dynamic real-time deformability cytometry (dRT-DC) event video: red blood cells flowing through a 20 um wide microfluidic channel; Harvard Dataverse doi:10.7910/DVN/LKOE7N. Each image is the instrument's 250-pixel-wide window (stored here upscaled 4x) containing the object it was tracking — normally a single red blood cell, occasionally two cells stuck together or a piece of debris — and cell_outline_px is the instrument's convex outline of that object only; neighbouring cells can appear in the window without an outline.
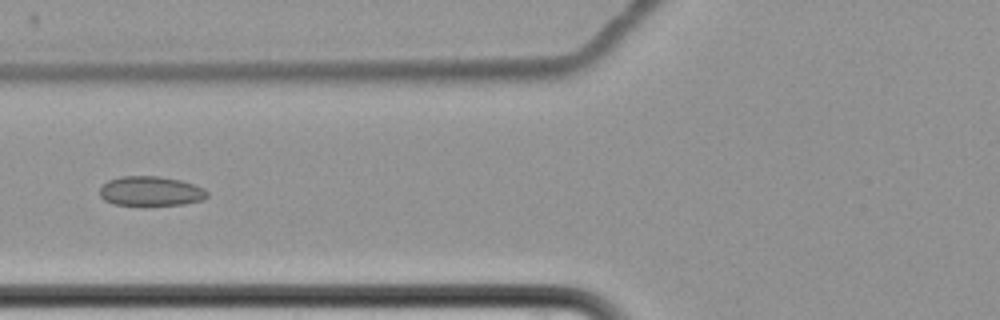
{"species": "common noctule bat (a hibernating species)", "species_latin": "Nyctalus noctula", "temperature_condition": "cold", "stored_images_in_passage": 15, "camera_frame_rate_fps": 3000, "um_per_image_px": 0.085, "animal": {"sex": "female", "body_mass_g": 22.7, "forearm_length_mm": 54.2}, "frame": {"image": 1, "passage_image": 6, "time_ms": 7.667, "image_size_px": [1000, 320], "cell_outline_px": [[208, 196], [204, 200], [184, 204], [148, 208], [112, 204], [104, 200], [100, 196], [100, 188], [108, 180], [120, 176], [160, 176], [180, 180], [204, 188], [208, 192]], "centroid_in_image_um": [12.81, 16.3], "position_along_channel_um": 113.0, "area_um2": 19.42}}
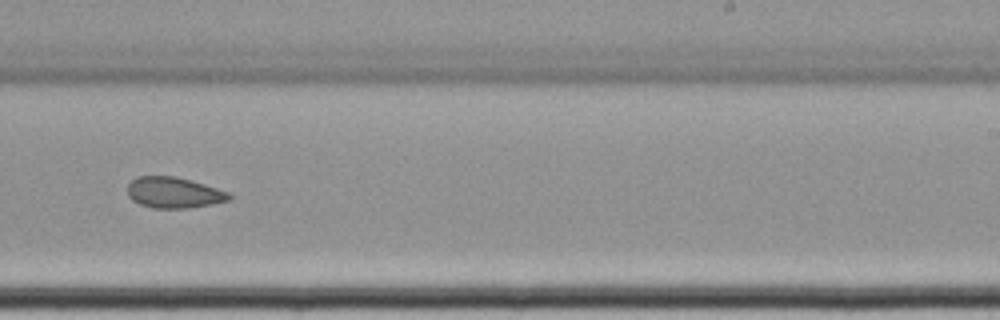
{"frame": {"image": 2, "passage_image": 10, "time_ms": 12.333, "image_size_px": [1000, 320], "cell_outline_px": [[232, 200], [212, 204], [188, 208], [152, 208], [140, 204], [132, 200], [128, 196], [128, 184], [136, 176], [176, 176], [204, 184], [228, 192], [232, 196]], "centroid_in_image_um": [14.77, 16.37], "position_along_channel_um": 274.2, "area_um2": 18.38}}
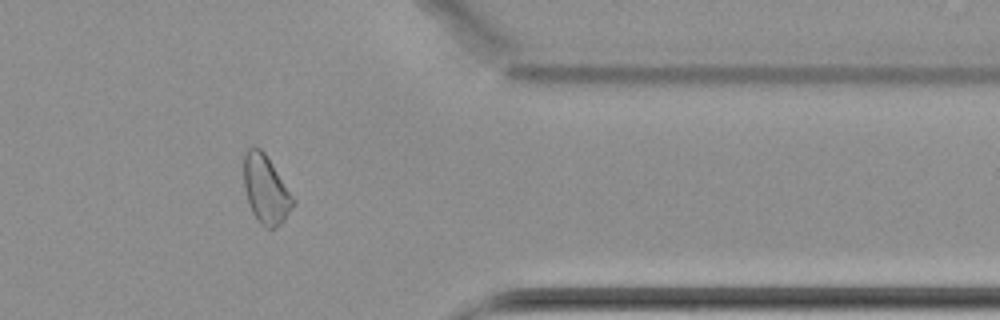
{"frame": {"image": 3, "passage_image": 13, "time_ms": 16.0, "image_size_px": [1000, 320], "cell_outline_px": [[296, 204], [284, 220], [276, 228], [268, 228], [260, 224], [252, 212], [244, 188], [244, 152], [248, 148], [260, 148], [264, 152], [296, 200]], "centroid_in_image_um": [22.61, 16.13], "position_along_channel_um": 388.8, "area_um2": 19.54}}